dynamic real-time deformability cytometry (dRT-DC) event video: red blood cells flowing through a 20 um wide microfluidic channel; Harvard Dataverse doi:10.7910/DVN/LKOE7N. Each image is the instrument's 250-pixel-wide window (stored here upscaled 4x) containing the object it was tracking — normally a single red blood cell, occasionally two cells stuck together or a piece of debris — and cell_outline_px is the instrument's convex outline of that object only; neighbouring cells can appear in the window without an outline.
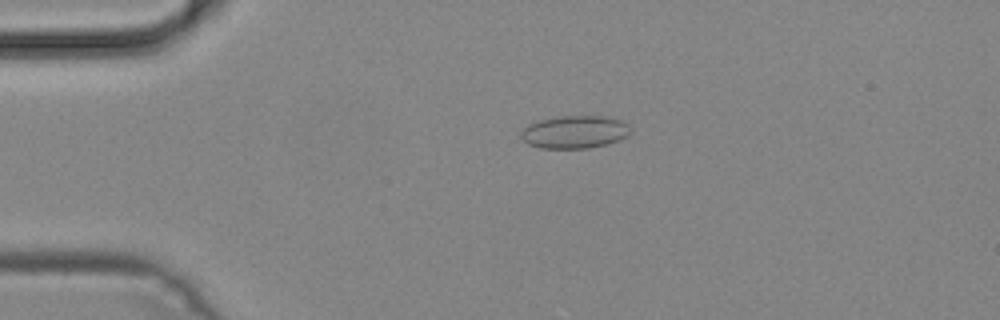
{"species": "common noctule bat (a hibernating species)", "species_latin": "Nyctalus noctula", "temperature_condition": "cold", "stored_images_in_passage": 49, "camera_frame_rate_fps": 3000, "um_per_image_px": 0.085, "animal": {"sex": "male", "body_mass_g": 19.2, "forearm_length_mm": 51.8}, "frame": {"image": 1, "passage_image": 11, "time_ms": 3.333, "image_size_px": [1000, 320], "cell_outline_px": [[632, 132], [628, 136], [620, 140], [608, 144], [588, 148], [540, 148], [528, 144], [520, 136], [520, 132], [528, 124], [540, 120], [564, 116], [604, 116], [620, 120], [628, 124]], "centroid_in_image_um": [48.87, 11.22], "position_along_channel_um": 36.1, "area_um2": 20.98}}
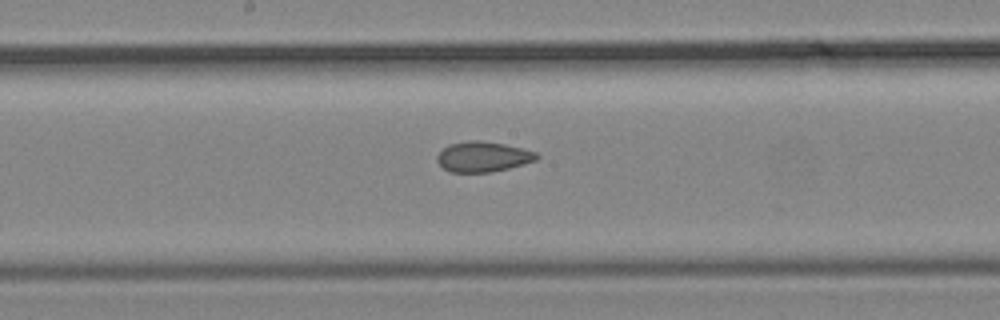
{"frame": {"image": 2, "passage_image": 26, "time_ms": 8.333, "image_size_px": [1000, 320], "cell_outline_px": [[540, 156], [536, 160], [524, 164], [492, 172], [448, 172], [436, 160], [436, 156], [448, 144], [468, 140], [480, 140], [504, 144], [524, 148], [536, 152]], "centroid_in_image_um": [41.06, 13.31], "position_along_channel_um": 207.1, "area_um2": 17.69}}
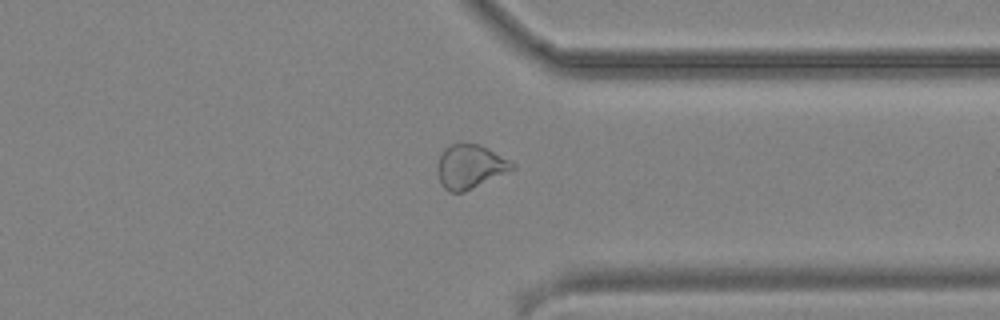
{"frame": {"image": 3, "passage_image": 38, "time_ms": 12.333, "image_size_px": [1000, 320], "cell_outline_px": [[516, 168], [464, 192], [448, 192], [444, 188], [440, 180], [436, 168], [436, 164], [444, 148], [460, 140], [480, 144], [488, 148], [516, 164]], "centroid_in_image_um": [39.94, 14.12], "position_along_channel_um": 371.5, "area_um2": 19.48}}